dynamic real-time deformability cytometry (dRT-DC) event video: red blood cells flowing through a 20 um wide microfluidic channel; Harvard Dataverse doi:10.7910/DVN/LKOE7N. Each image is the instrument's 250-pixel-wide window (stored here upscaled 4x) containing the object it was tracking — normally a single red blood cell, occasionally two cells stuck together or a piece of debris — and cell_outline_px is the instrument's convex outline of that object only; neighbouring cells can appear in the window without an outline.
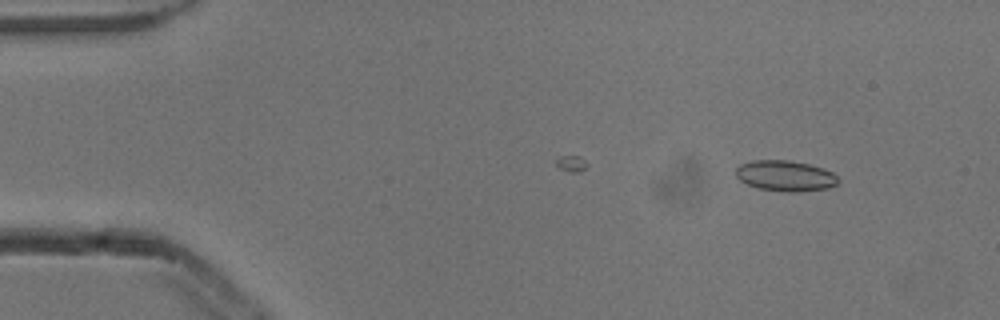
{"species": "common noctule bat (a hibernating species)", "species_latin": "Nyctalus noctula", "temperature_condition": "cold", "stored_images_in_passage": 4, "camera_frame_rate_fps": 3000, "um_per_image_px": 0.085, "animal": {"sex": "male", "body_mass_g": 13.3}, "frame": {"image": 1, "passage_image": 1, "time_ms": 0.0, "image_size_px": [1000, 320], "cell_outline_px": [[840, 180], [836, 184], [828, 188], [800, 192], [784, 192], [760, 188], [748, 184], [740, 180], [736, 176], [736, 168], [740, 164], [752, 160], [788, 160], [808, 164], [832, 172]], "centroid_in_image_um": [66.74, 14.95], "position_along_channel_um": 18.3, "area_um2": 18.21}}
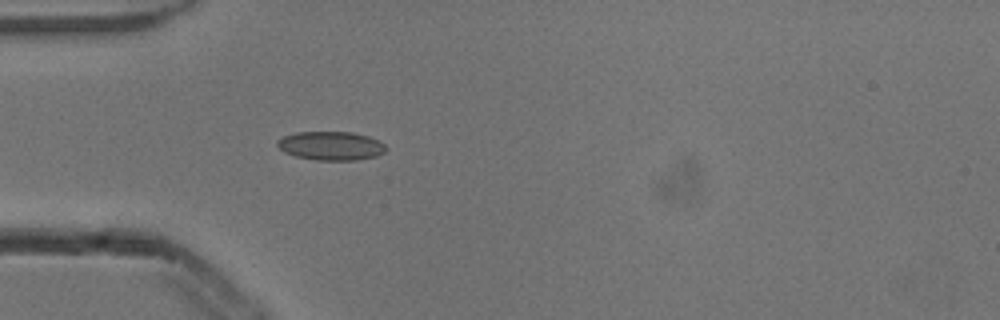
{"frame": {"image": 2, "passage_image": 4, "time_ms": 1.0, "image_size_px": [1000, 320], "cell_outline_px": [[388, 148], [384, 152], [376, 156], [356, 160], [316, 160], [296, 156], [284, 152], [276, 144], [276, 140], [284, 136], [296, 132], [352, 132], [368, 136], [380, 140]], "centroid_in_image_um": [28.15, 12.39], "position_along_channel_um": 56.9, "area_um2": 18.26}}